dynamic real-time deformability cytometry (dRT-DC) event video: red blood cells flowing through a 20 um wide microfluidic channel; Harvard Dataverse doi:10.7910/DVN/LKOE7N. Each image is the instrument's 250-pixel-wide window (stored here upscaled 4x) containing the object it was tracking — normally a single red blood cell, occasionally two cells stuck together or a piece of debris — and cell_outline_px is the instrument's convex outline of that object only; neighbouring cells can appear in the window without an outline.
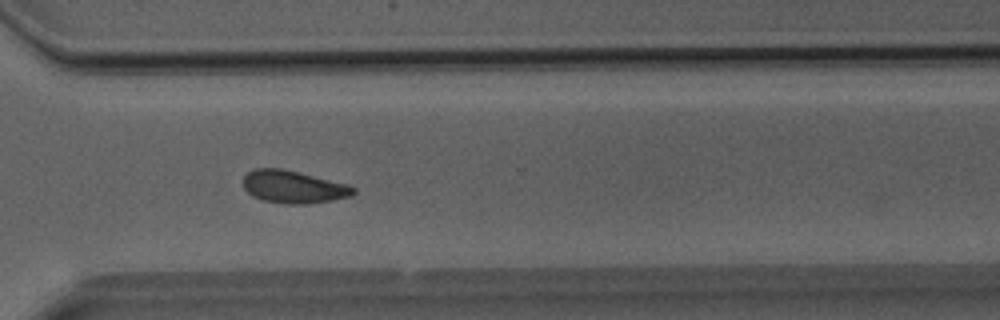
{"species": "Egyptian fruit bat (a non-hibernating species)", "species_latin": "Rousettus aegyptiacus", "temperature_condition": "room temperature", "stored_images_in_passage": 27, "camera_frame_rate_fps": 3000, "um_per_image_px": 0.085, "animal": {"sex": "male"}, "frame": {"image": 1, "passage_image": 17, "time_ms": 5.333, "image_size_px": [1000, 320], "cell_outline_px": [[356, 192], [352, 196], [332, 200], [304, 204], [288, 204], [264, 200], [252, 196], [244, 188], [244, 176], [252, 168], [280, 168], [348, 184], [356, 188]], "centroid_in_image_um": [24.95, 15.88], "position_along_channel_um": 345.7, "area_um2": 20.81}}
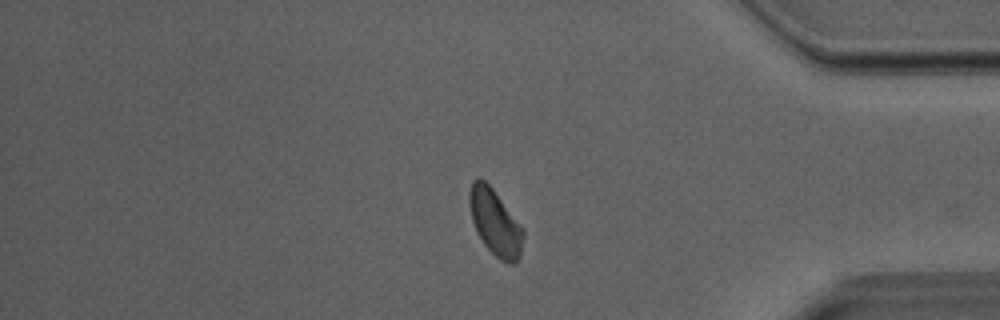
{"frame": {"image": 2, "passage_image": 21, "time_ms": 6.667, "image_size_px": [1000, 320], "cell_outline_px": [[524, 236], [520, 256], [516, 264], [508, 264], [500, 260], [484, 244], [476, 232], [472, 220], [468, 200], [468, 192], [472, 180], [484, 180], [492, 188], [524, 228]], "centroid_in_image_um": [42.1, 18.93], "position_along_channel_um": 393.1, "area_um2": 20.81}}
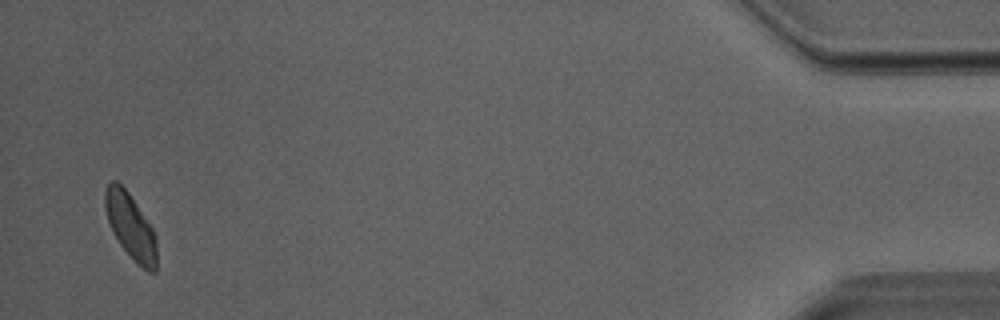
{"frame": {"image": 3, "passage_image": 26, "time_ms": 8.333, "image_size_px": [1000, 320], "cell_outline_px": [[156, 272], [148, 272], [120, 244], [112, 232], [104, 208], [104, 188], [112, 180], [116, 180], [128, 192], [152, 228], [156, 236]], "centroid_in_image_um": [11.07, 19.19], "position_along_channel_um": 424.1, "area_um2": 19.31}}